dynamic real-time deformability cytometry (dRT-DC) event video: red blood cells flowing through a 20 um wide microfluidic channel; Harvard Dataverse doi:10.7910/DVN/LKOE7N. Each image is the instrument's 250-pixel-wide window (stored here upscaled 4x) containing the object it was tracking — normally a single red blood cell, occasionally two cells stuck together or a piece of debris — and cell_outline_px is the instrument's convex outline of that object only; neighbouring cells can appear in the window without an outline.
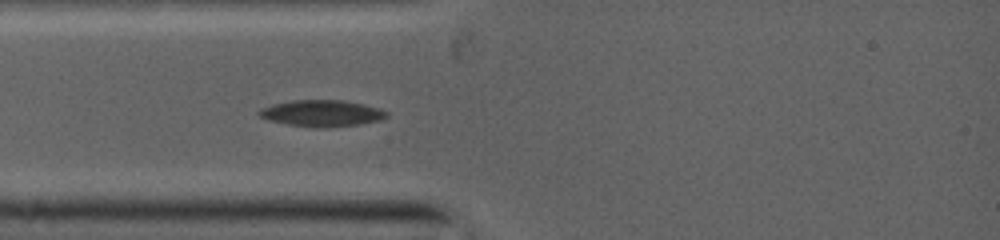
{"species": "common noctule bat (a hibernating species)", "species_latin": "Nyctalus noctula", "temperature_condition": "warm", "stored_images_in_passage": 31, "camera_frame_rate_fps": 5000, "um_per_image_px": 0.085, "animal": {"sex": "female", "body_mass_g": 19.0, "forearm_length_mm": 53.3}, "frame": {"image": 1, "passage_image": 5, "time_ms": 1.6, "image_size_px": [1000, 240], "cell_outline_px": [[388, 116], [380, 120], [356, 124], [288, 124], [268, 120], [260, 116], [256, 112], [272, 104], [292, 100], [340, 100], [360, 104], [376, 108], [388, 112]], "centroid_in_image_um": [27.31, 9.57], "position_along_channel_um": 57.7, "area_um2": 18.21}}
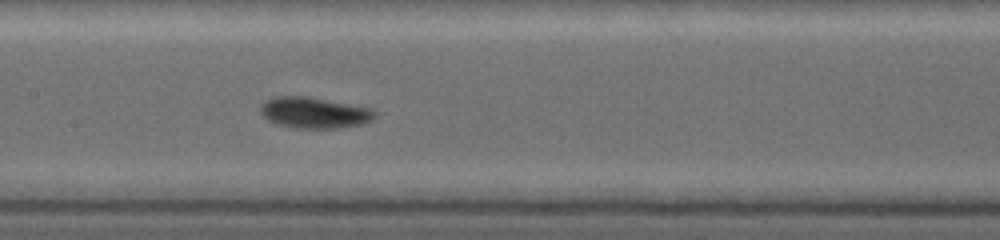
{"frame": {"image": 2, "passage_image": 12, "time_ms": 4.4, "image_size_px": [1000, 240], "cell_outline_px": [[372, 116], [368, 120], [360, 124], [336, 128], [296, 128], [280, 124], [268, 120], [260, 112], [260, 104], [276, 96], [300, 96], [368, 108], [372, 112]], "centroid_in_image_um": [26.58, 9.59], "position_along_channel_um": 180.8, "area_um2": 19.65}}
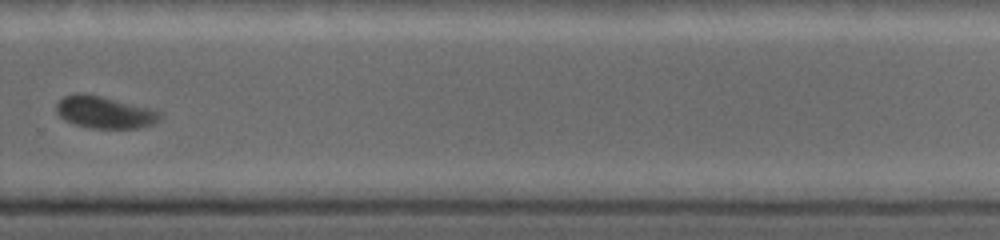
{"frame": {"image": 3, "passage_image": 20, "time_ms": 7.6, "image_size_px": [1000, 240], "cell_outline_px": [[160, 116], [152, 124], [136, 128], [88, 128], [76, 124], [60, 116], [56, 108], [56, 104], [64, 96], [100, 96], [160, 112]], "centroid_in_image_um": [8.88, 9.59], "position_along_channel_um": 320.9, "area_um2": 18.09}}